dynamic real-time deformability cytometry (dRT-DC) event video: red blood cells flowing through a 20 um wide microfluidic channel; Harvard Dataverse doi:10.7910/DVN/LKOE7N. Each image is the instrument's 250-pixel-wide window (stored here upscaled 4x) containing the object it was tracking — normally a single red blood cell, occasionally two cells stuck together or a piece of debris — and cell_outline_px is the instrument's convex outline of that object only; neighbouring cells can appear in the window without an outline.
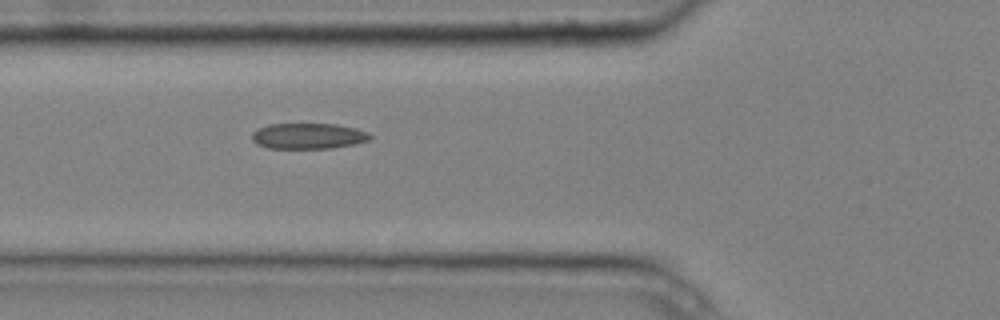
{"species": "common noctule bat (a hibernating species)", "species_latin": "Nyctalus noctula", "temperature_condition": "cold", "stored_images_in_passage": 5, "camera_frame_rate_fps": 3000, "um_per_image_px": 0.085, "animal": {"sex": "male", "body_mass_g": 20.4}, "frame": {"image": 1, "passage_image": 5, "time_ms": 1.333, "image_size_px": [1000, 320], "cell_outline_px": [[372, 136], [368, 140], [352, 144], [332, 148], [268, 148], [256, 144], [252, 140], [252, 132], [256, 128], [268, 124], [336, 124], [356, 128], [368, 132]], "centroid_in_image_um": [26.16, 11.55], "position_along_channel_um": 99.6, "area_um2": 17.74}}